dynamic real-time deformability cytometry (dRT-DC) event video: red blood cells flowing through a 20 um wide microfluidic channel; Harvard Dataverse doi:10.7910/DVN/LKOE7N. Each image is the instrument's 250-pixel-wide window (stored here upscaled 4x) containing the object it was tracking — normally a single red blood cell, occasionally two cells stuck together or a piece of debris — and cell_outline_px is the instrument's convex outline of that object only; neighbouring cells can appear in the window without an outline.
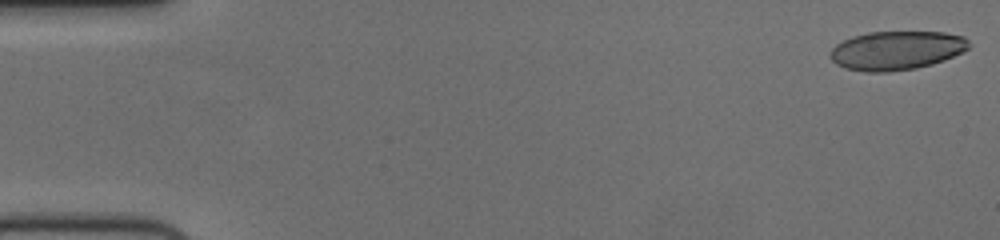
{"species": "human", "species_latin": "Homo sapiens", "temperature_condition": "cold", "stored_images_in_passage": 56, "camera_frame_rate_fps": 3000, "um_per_image_px": 0.085, "donor": {"sex": "female"}, "frame": {"image": 1, "passage_image": 1, "time_ms": 0.0, "image_size_px": [1000, 240], "cell_outline_px": [[972, 44], [964, 52], [944, 60], [932, 64], [916, 68], [888, 72], [864, 72], [844, 68], [836, 64], [828, 56], [828, 52], [836, 44], [852, 36], [868, 32], [944, 32], [964, 36]], "centroid_in_image_um": [76.19, 4.29], "position_along_channel_um": 8.8, "area_um2": 31.79}}
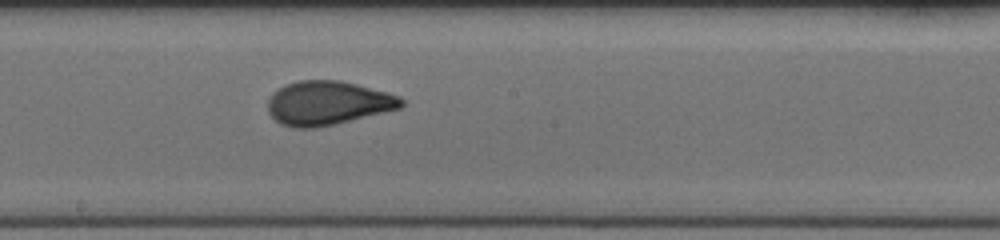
{"frame": {"image": 2, "passage_image": 31, "time_ms": 10.0, "image_size_px": [1000, 240], "cell_outline_px": [[404, 104], [400, 108], [336, 124], [316, 128], [296, 128], [280, 124], [268, 112], [268, 100], [272, 92], [284, 84], [300, 80], [340, 80], [388, 92], [400, 96], [404, 100]], "centroid_in_image_um": [27.85, 8.75], "position_along_channel_um": 220.4, "area_um2": 34.39}}
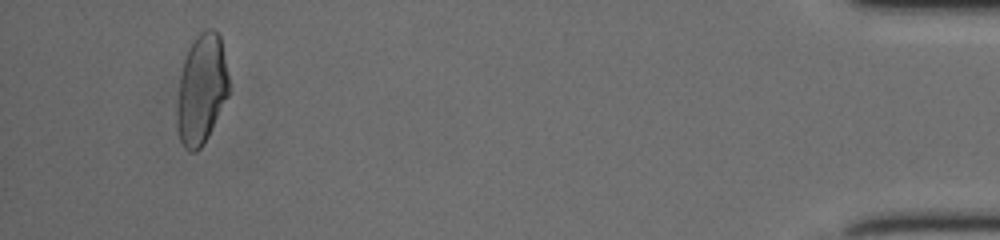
{"frame": {"image": 3, "passage_image": 53, "time_ms": 17.333, "image_size_px": [1000, 240], "cell_outline_px": [[228, 96], [208, 136], [200, 148], [196, 152], [188, 152], [184, 148], [180, 140], [176, 128], [176, 104], [180, 76], [184, 56], [192, 40], [204, 28], [212, 28], [220, 36], [228, 76]], "centroid_in_image_um": [17.09, 7.6], "position_along_channel_um": 418.1, "area_um2": 33.52}, "authors_computed_cell_mechanics": {"area_um2": 33.1194, "velocity_mm_per_s": 3.7096, "shape_relaxation_time_tau1_ms": 4.047, "shape_relaxation_time_tau2_ms": 0.735, "deformation_change_tau1": 0.1522, "deformation_change_tau2": 0.0502}}